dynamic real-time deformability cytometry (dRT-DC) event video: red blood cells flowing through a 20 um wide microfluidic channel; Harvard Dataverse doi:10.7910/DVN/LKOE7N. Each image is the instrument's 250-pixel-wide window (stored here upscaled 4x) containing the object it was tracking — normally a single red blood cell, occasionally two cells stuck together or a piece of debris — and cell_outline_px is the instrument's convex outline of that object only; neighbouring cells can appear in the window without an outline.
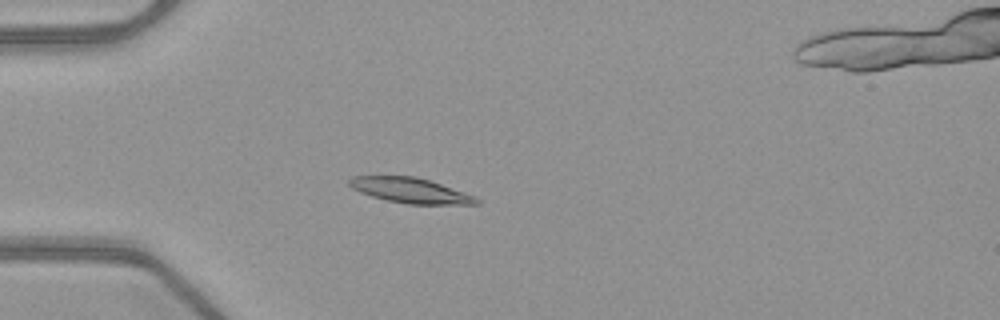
{"species": "common noctule bat (a hibernating species)", "species_latin": "Nyctalus noctula", "temperature_condition": "warm", "stored_images_in_passage": 46, "camera_frame_rate_fps": 3000, "um_per_image_px": 0.085, "animal": {"sex": "female", "body_mass_g": 21.9}, "frame": {"image": 1, "passage_image": 8, "time_ms": 2.333, "image_size_px": [1000, 320], "cell_outline_px": [[480, 204], [408, 204], [388, 200], [372, 196], [360, 192], [352, 188], [348, 184], [348, 180], [352, 176], [416, 176], [476, 196], [480, 200]], "centroid_in_image_um": [34.88, 16.18], "position_along_channel_um": 50.1, "area_um2": 18.5}}
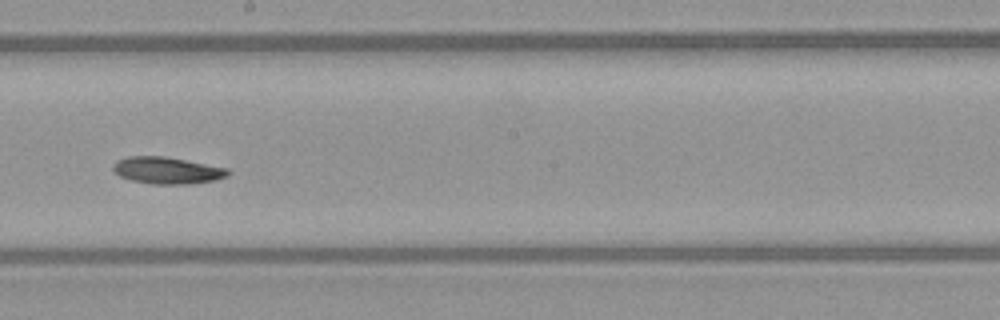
{"frame": {"image": 2, "passage_image": 23, "time_ms": 7.333, "image_size_px": [1000, 320], "cell_outline_px": [[232, 172], [228, 176], [216, 180], [188, 184], [152, 184], [132, 180], [120, 176], [112, 168], [112, 164], [116, 160], [128, 156], [164, 156], [228, 168]], "centroid_in_image_um": [14.22, 14.48], "position_along_channel_um": 234.0, "area_um2": 18.03}}
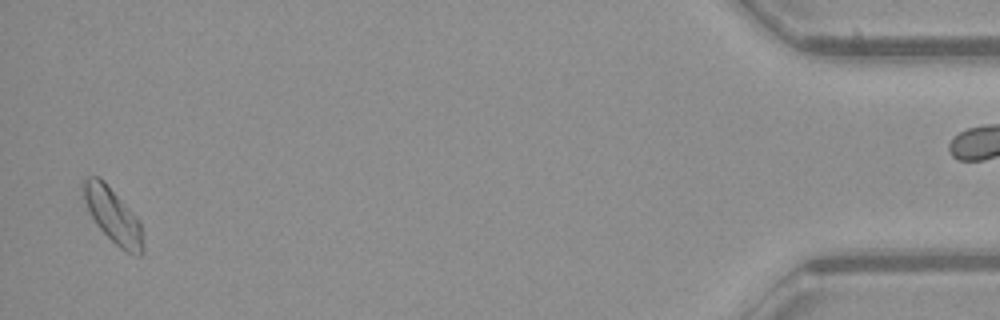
{"frame": {"image": 3, "passage_image": 44, "time_ms": 14.333, "image_size_px": [1000, 320], "cell_outline_px": [[144, 252], [140, 256], [128, 252], [120, 248], [96, 224], [84, 200], [80, 184], [88, 176], [100, 176], [104, 180], [132, 212], [140, 224], [144, 248]], "centroid_in_image_um": [9.57, 18.28], "position_along_channel_um": 425.6, "area_um2": 18.79}}